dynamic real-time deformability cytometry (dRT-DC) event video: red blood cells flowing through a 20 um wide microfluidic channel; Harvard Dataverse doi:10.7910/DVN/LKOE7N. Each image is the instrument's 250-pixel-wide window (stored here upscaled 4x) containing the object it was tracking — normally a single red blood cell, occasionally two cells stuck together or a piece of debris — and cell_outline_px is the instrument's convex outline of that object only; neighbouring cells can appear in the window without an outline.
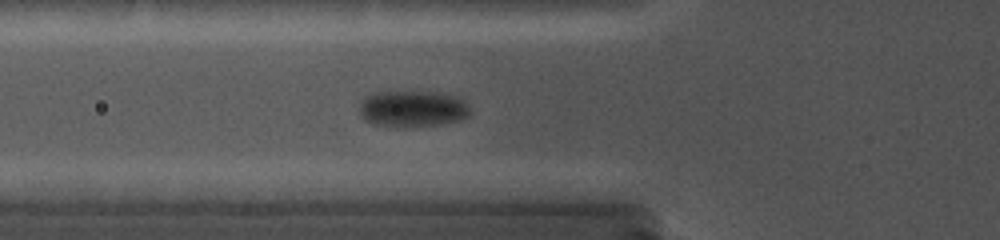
{"species": "common noctule bat (a hibernating species)", "species_latin": "Nyctalus noctula", "temperature_condition": "cold", "stored_images_in_passage": 7, "camera_frame_rate_fps": 5000, "um_per_image_px": 0.085, "animal": {"sex": "female", "body_mass_g": 19.0, "forearm_length_mm": 56.7}, "frame": {"image": 1, "passage_image": 7, "time_ms": 5.8, "image_size_px": [1000, 240], "cell_outline_px": [[468, 116], [456, 120], [440, 124], [372, 124], [364, 120], [360, 116], [360, 100], [364, 96], [372, 92], [440, 92], [456, 96], [464, 100], [468, 104]], "centroid_in_image_um": [35.02, 9.18], "position_along_channel_um": 90.8, "area_um2": 22.77}}